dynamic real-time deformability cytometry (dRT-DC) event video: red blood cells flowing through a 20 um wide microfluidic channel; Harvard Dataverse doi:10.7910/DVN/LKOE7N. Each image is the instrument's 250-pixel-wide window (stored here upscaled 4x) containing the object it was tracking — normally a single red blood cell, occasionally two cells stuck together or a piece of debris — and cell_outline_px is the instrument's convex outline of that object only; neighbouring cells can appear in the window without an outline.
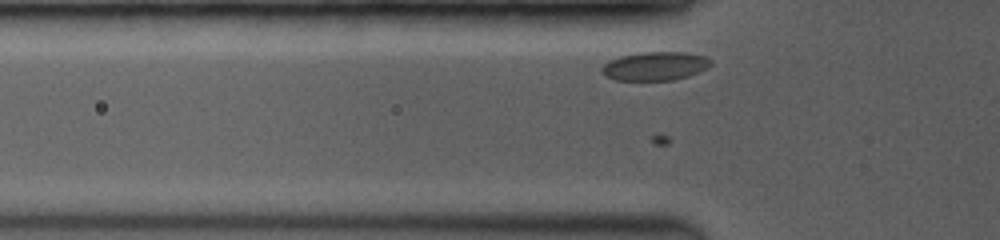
{"species": "common noctule bat (a hibernating species)", "species_latin": "Nyctalus noctula", "temperature_condition": "room temperature", "stored_images_in_passage": 32, "camera_frame_rate_fps": 3500, "um_per_image_px": 0.085, "animal": {"sex": "female", "body_mass_g": 19.0, "forearm_length_mm": 53.3}, "frame": {"image": 1, "passage_image": 4, "time_ms": 0.571, "image_size_px": [1000, 240], "cell_outline_px": [[712, 64], [708, 68], [700, 72], [688, 76], [672, 80], [616, 80], [604, 76], [600, 72], [600, 68], [608, 60], [620, 56], [640, 52], [684, 52], [704, 56], [712, 60]], "centroid_in_image_um": [55.66, 5.62], "position_along_channel_um": 70.1, "area_um2": 18.44}}